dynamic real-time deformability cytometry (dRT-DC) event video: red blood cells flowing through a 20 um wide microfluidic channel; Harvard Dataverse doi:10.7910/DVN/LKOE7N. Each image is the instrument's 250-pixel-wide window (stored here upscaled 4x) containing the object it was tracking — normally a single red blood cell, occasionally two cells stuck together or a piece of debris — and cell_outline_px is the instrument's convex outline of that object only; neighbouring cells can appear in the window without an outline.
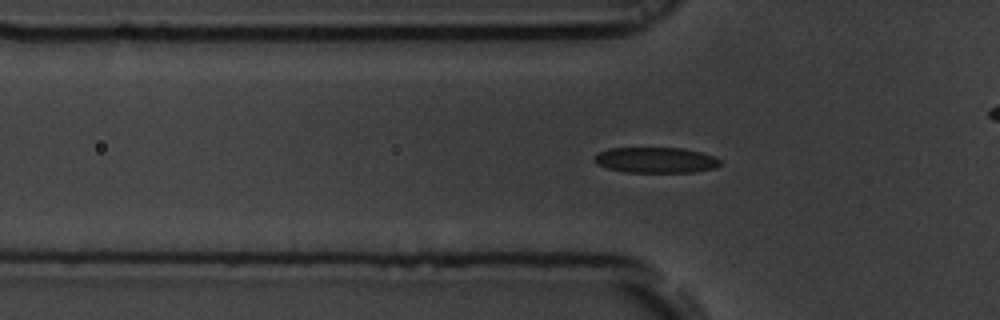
{"species": "common noctule bat (a hibernating species)", "species_latin": "Nyctalus noctula", "temperature_condition": "room temperature", "stored_images_in_passage": 41, "camera_frame_rate_fps": 3000, "um_per_image_px": 0.085, "animal": {"sex": "male", "body_mass_g": 19.5, "forearm_length_mm": 54.6}, "frame": {"image": 1, "passage_image": 3, "time_ms": 0.667, "image_size_px": [1000, 320], "cell_outline_px": [[720, 164], [716, 168], [692, 172], [624, 172], [608, 168], [596, 164], [592, 160], [600, 152], [608, 148], [684, 148], [704, 152], [720, 160]], "centroid_in_image_um": [55.75, 13.6], "position_along_channel_um": 70.1, "area_um2": 18.84}}
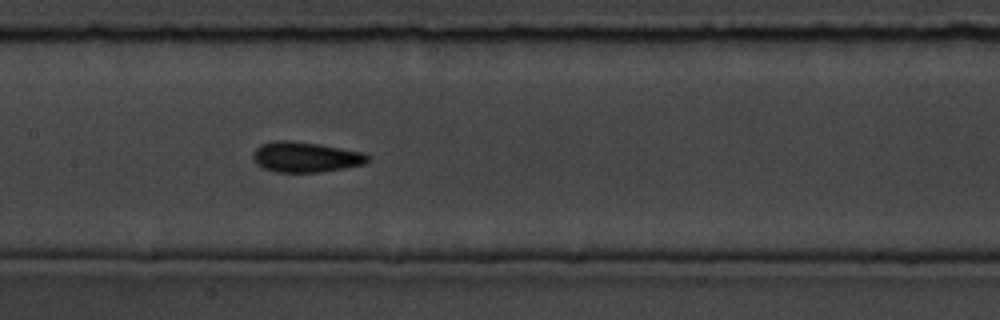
{"frame": {"image": 2, "passage_image": 12, "time_ms": 3.667, "image_size_px": [1000, 320], "cell_outline_px": [[368, 160], [364, 164], [344, 168], [316, 172], [276, 172], [264, 168], [256, 164], [252, 156], [252, 152], [260, 144], [272, 140], [292, 140], [320, 144], [364, 152], [368, 156]], "centroid_in_image_um": [25.93, 13.33], "position_along_channel_um": 181.5, "area_um2": 20.4}}
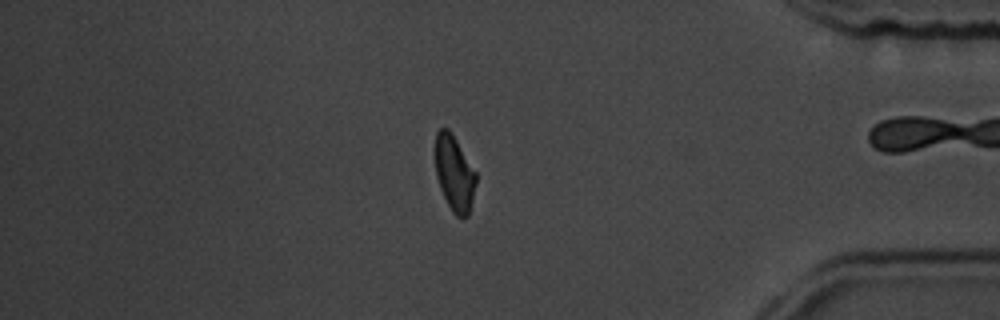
{"frame": {"image": 3, "passage_image": 32, "time_ms": 10.333, "image_size_px": [1000, 320], "cell_outline_px": [[476, 184], [468, 216], [456, 216], [452, 212], [440, 188], [436, 176], [432, 148], [436, 132], [440, 128], [448, 128], [456, 140], [476, 172]], "centroid_in_image_um": [38.57, 14.67], "position_along_channel_um": 396.6, "area_um2": 18.26}, "authors_computed_cell_mechanics": {"area_um2": 19.1318, "velocity_mm_per_s": 3.7057, "shape_relaxation_time_tau1_ms": 9.9485, "shape_relaxation_time_tau2_ms": 3.1516, "deformation_change_tau1": 0.172, "deformation_change_tau2": 0.0581}}